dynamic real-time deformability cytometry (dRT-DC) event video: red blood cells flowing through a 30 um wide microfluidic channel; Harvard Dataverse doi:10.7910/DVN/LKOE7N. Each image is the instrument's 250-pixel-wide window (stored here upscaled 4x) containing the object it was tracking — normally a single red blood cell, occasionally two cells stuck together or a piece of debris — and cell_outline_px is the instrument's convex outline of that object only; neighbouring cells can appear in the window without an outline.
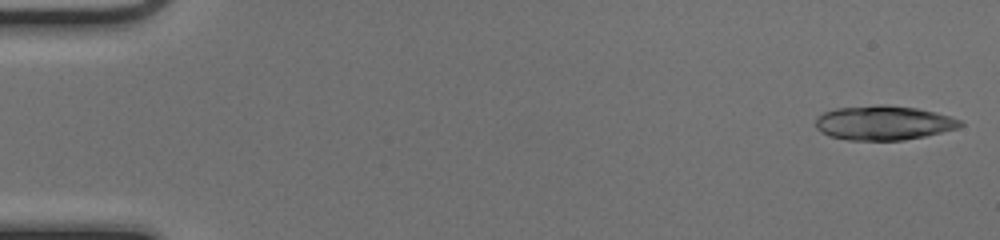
{"species": "common noctule bat (a hibernating species)", "species_latin": "Nyctalus noctula", "temperature_condition": "cold", "stored_images_in_passage": 18, "camera_frame_rate_fps": 3000, "um_per_image_px": 0.085, "animal": {"sex": "female", "body_mass_g": 17.0, "forearm_length_mm": 48.0}, "frame": {"image": 1, "passage_image": 1, "time_ms": 0.0, "image_size_px": [1000, 240], "cell_outline_px": [[964, 124], [956, 128], [924, 136], [904, 140], [848, 140], [828, 136], [820, 132], [816, 128], [816, 116], [824, 112], [836, 108], [880, 104], [884, 104], [916, 108], [936, 112], [952, 116], [960, 120]], "centroid_in_image_um": [75.07, 10.44], "position_along_channel_um": 9.9, "area_um2": 29.07}}
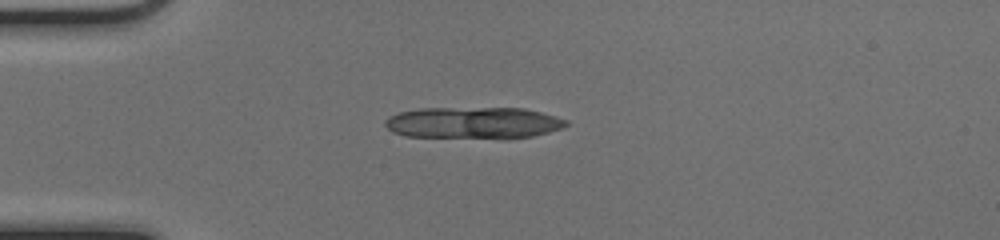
{"frame": {"image": 2, "passage_image": 13, "time_ms": 4.0, "image_size_px": [1000, 240], "cell_outline_px": [[568, 124], [564, 128], [532, 136], [408, 136], [392, 132], [384, 124], [384, 120], [388, 116], [400, 112], [420, 108], [524, 108], [556, 116], [568, 120]], "centroid_in_image_um": [40.23, 10.4], "position_along_channel_um": 44.8, "area_um2": 32.43}}